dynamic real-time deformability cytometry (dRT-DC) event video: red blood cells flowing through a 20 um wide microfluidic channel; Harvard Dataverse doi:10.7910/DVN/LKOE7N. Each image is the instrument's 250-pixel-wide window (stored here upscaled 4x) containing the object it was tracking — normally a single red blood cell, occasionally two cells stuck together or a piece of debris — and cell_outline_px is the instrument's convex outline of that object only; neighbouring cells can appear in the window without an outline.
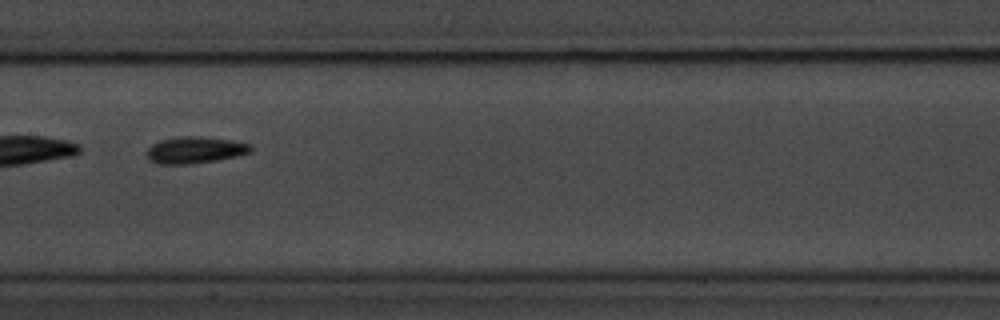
{"species": "common noctule bat (a hibernating species)", "species_latin": "Nyctalus noctula", "temperature_condition": "room temperature", "stored_images_in_passage": 5, "camera_frame_rate_fps": 3000, "um_per_image_px": 0.085, "animal": {"sex": "male", "body_mass_g": 20.1, "forearm_length_mm": 53.5}, "frame": {"image": 1, "passage_image": 4, "time_ms": 3.667, "image_size_px": [1000, 320], "cell_outline_px": [[252, 152], [236, 156], [216, 160], [192, 164], [156, 164], [148, 160], [148, 148], [152, 144], [160, 140], [180, 136], [200, 136], [232, 140], [252, 144]], "centroid_in_image_um": [16.58, 12.75], "position_along_channel_um": 190.8, "area_um2": 16.3}}